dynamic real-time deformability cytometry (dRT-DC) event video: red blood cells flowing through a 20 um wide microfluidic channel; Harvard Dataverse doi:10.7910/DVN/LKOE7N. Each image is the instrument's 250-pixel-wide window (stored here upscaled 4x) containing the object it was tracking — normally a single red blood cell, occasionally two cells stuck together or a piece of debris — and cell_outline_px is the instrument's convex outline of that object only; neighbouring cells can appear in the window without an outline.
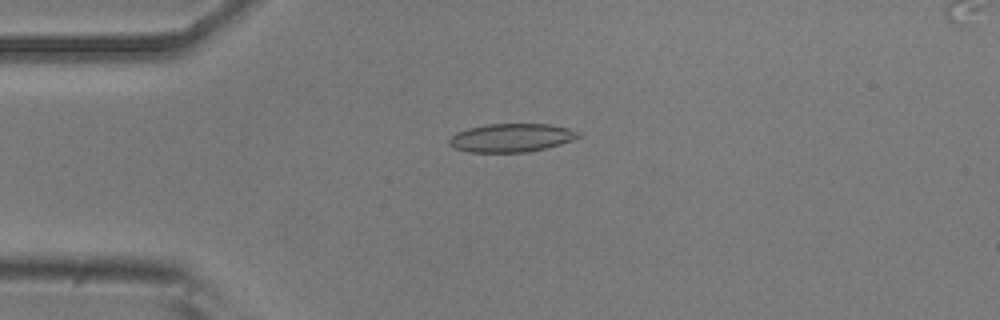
{"species": "common noctule bat (a hibernating species)", "species_latin": "Nyctalus noctula", "temperature_condition": "room temperature", "stored_images_in_passage": 50, "camera_frame_rate_fps": 3000, "um_per_image_px": 0.085, "animal": {"sex": "male", "body_mass_g": 20.5, "forearm_length_mm": 52.5}, "frame": {"image": 1, "passage_image": 10, "time_ms": 3.0, "image_size_px": [1000, 320], "cell_outline_px": [[580, 136], [572, 140], [560, 144], [528, 152], [468, 152], [456, 148], [448, 144], [448, 140], [456, 132], [468, 128], [488, 124], [548, 124], [568, 128], [580, 132]], "centroid_in_image_um": [43.45, 11.71], "position_along_channel_um": 41.6, "area_um2": 21.27}}
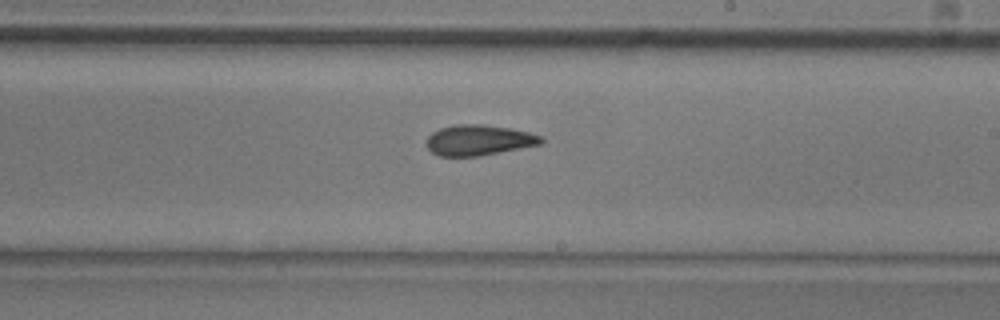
{"frame": {"image": 2, "passage_image": 28, "time_ms": 9.0, "image_size_px": [1000, 320], "cell_outline_px": [[544, 140], [540, 144], [480, 156], [440, 156], [432, 152], [428, 148], [428, 136], [432, 132], [440, 128], [456, 124], [480, 124], [512, 128], [528, 132], [540, 136]], "centroid_in_image_um": [40.69, 11.9], "position_along_channel_um": 248.3, "area_um2": 20.23}}
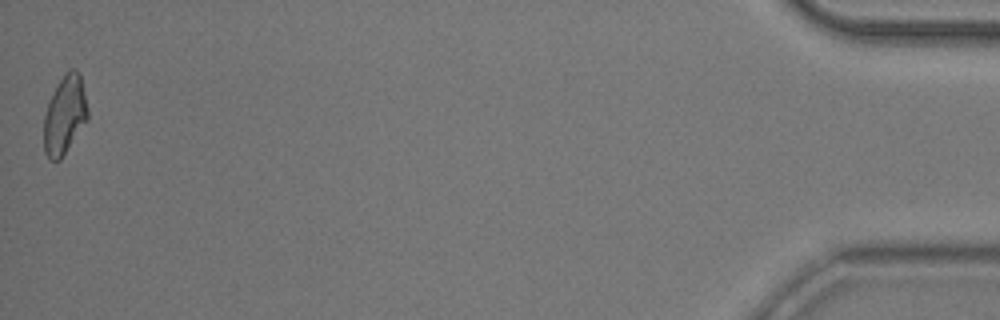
{"frame": {"image": 3, "passage_image": 50, "time_ms": 16.333, "image_size_px": [1000, 320], "cell_outline_px": [[88, 120], [60, 160], [48, 160], [44, 152], [44, 116], [48, 104], [60, 80], [68, 68], [76, 68], [80, 72], [88, 108]], "centroid_in_image_um": [5.52, 9.78], "position_along_channel_um": 429.7, "area_um2": 20.11}, "authors_computed_cell_mechanics": {"area_um2": 20.4034, "velocity_mm_per_s": 3.7969, "shape_relaxation_time_tau1_ms": 6.9087, "shape_relaxation_time_tau2_ms": 2.1576, "deformation_change_tau1": 0.1775, "deformation_change_tau2": 0.0975}}